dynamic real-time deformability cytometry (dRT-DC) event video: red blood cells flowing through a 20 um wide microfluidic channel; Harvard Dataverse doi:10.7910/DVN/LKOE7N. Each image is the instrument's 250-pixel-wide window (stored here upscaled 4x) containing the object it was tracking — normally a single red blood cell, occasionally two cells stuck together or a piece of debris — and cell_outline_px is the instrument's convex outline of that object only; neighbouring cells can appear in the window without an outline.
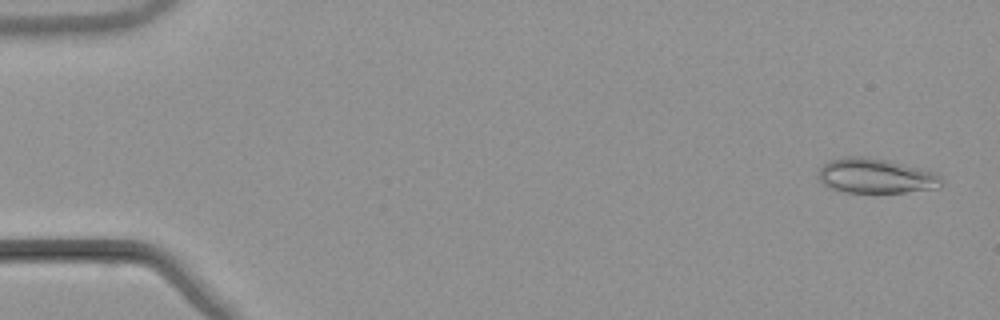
{"species": "common noctule bat (a hibernating species)", "species_latin": "Nyctalus noctula", "temperature_condition": "warm", "stored_images_in_passage": 53, "camera_frame_rate_fps": 3000, "um_per_image_px": 0.085, "animal": {"sex": "male", "body_mass_g": 21.5, "forearm_length_mm": 52.0}, "frame": {"image": 1, "passage_image": 2, "time_ms": 0.333, "image_size_px": [1000, 320], "cell_outline_px": [[944, 184], [936, 188], [904, 192], [844, 192], [832, 188], [824, 184], [816, 176], [820, 168], [824, 164], [832, 160], [844, 156], [868, 156], [936, 172], [944, 180]], "centroid_in_image_um": [74.45, 14.95], "position_along_channel_um": 10.6, "area_um2": 24.91}}
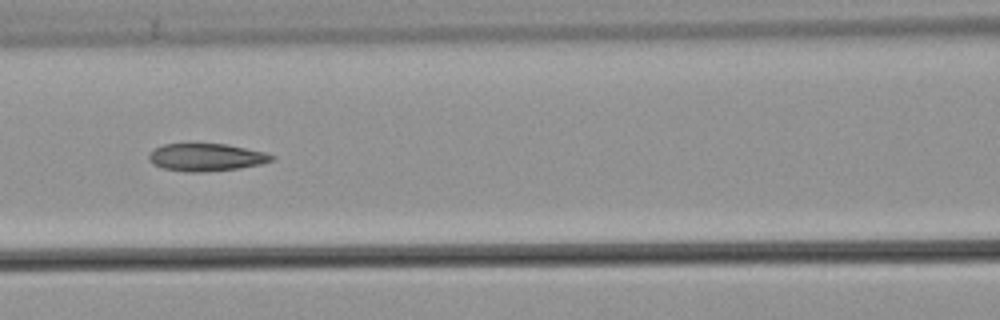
{"frame": {"image": 2, "passage_image": 24, "time_ms": 7.667, "image_size_px": [1000, 320], "cell_outline_px": [[276, 156], [272, 160], [260, 164], [240, 168], [200, 172], [184, 172], [160, 168], [152, 164], [148, 160], [148, 156], [156, 148], [164, 144], [224, 144], [264, 152]], "centroid_in_image_um": [17.49, 13.38], "position_along_channel_um": 149.1, "area_um2": 19.59}}
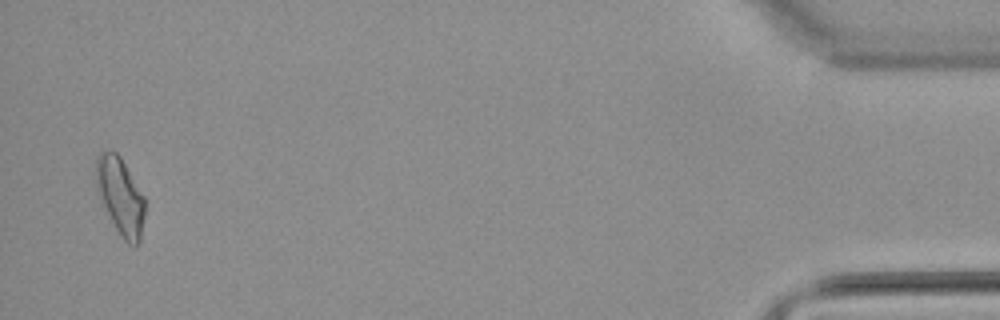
{"frame": {"image": 3, "passage_image": 52, "time_ms": 17.0, "image_size_px": [1000, 320], "cell_outline_px": [[144, 216], [140, 240], [136, 248], [128, 244], [120, 236], [96, 192], [96, 156], [100, 152], [116, 152], [120, 156], [144, 196]], "centroid_in_image_um": [10.22, 16.7], "position_along_channel_um": 425.0, "area_um2": 21.85}, "authors_computed_cell_mechanics": {"area_um2": 20.4034, "velocity_mm_per_s": 3.8679, "shape_relaxation_time_tau1_ms": 11.3045, "shape_relaxation_time_tau2_ms": 2.9189, "deformation_change_tau1": 0.2299, "deformation_change_tau2": 0.0892}}